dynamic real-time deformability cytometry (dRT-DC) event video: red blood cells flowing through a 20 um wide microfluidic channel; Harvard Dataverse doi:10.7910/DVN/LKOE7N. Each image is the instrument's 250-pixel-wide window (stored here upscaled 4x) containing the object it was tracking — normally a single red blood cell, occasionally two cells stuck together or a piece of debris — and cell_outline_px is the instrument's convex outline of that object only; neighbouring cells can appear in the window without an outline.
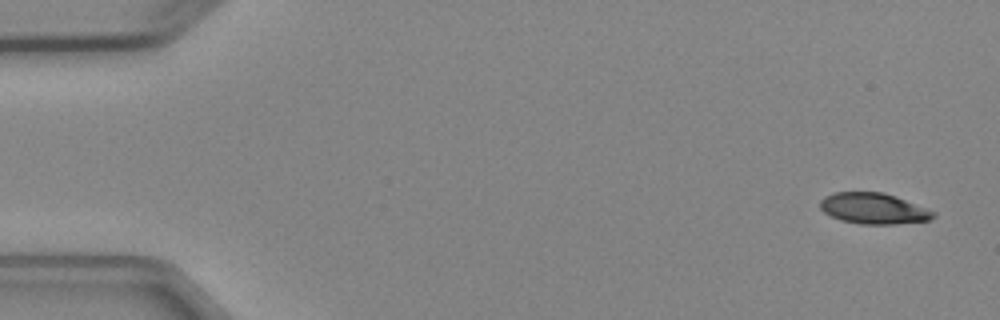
{"species": "Egyptian fruit bat (a non-hibernating species)", "species_latin": "Rousettus aegyptiacus", "temperature_condition": "cold", "stored_images_in_passage": 8, "camera_frame_rate_fps": 3000, "um_per_image_px": 0.085, "animal": {"sex": "female"}, "frame": {"image": 1, "passage_image": 1, "time_ms": 0.0, "image_size_px": [1000, 320], "cell_outline_px": [[936, 216], [928, 220], [896, 224], [860, 224], [840, 220], [824, 212], [820, 208], [820, 200], [824, 196], [832, 192], [884, 192], [896, 196], [936, 212]], "centroid_in_image_um": [74.23, 17.71], "position_along_channel_um": 10.8, "area_um2": 20.46}}
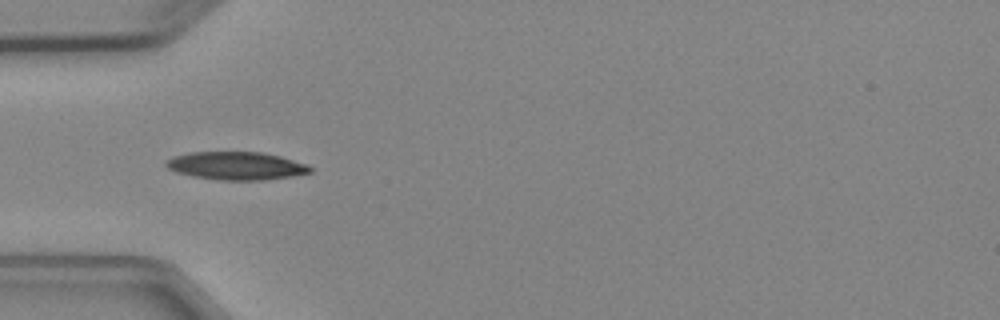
{"frame": {"image": 2, "passage_image": 4, "time_ms": 4.667, "image_size_px": [1000, 320], "cell_outline_px": [[312, 172], [292, 176], [264, 180], [220, 180], [192, 176], [176, 172], [168, 168], [164, 164], [172, 156], [188, 152], [260, 152], [280, 156], [308, 164], [312, 168]], "centroid_in_image_um": [20.08, 14.09], "position_along_channel_um": 64.9, "area_um2": 23.58}}
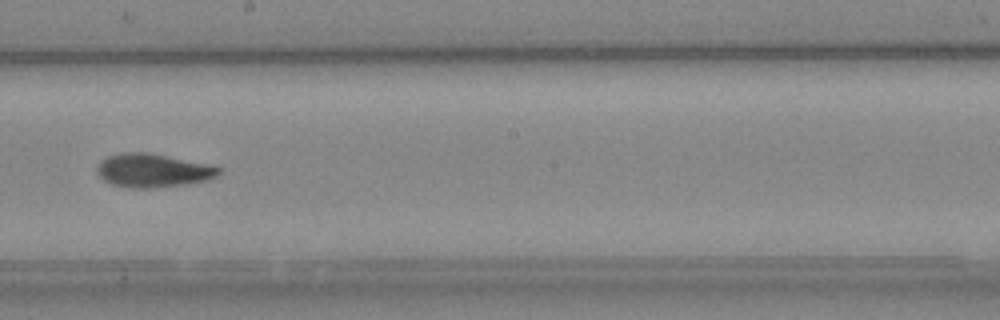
{"frame": {"image": 3, "passage_image": 8, "time_ms": 9.0, "image_size_px": [1000, 320], "cell_outline_px": [[224, 168], [216, 176], [208, 180], [184, 184], [152, 188], [132, 188], [112, 184], [104, 180], [96, 172], [96, 168], [100, 160], [108, 156], [120, 152], [148, 152], [212, 164]], "centroid_in_image_um": [13.02, 14.47], "position_along_channel_um": 235.2, "area_um2": 24.1}}